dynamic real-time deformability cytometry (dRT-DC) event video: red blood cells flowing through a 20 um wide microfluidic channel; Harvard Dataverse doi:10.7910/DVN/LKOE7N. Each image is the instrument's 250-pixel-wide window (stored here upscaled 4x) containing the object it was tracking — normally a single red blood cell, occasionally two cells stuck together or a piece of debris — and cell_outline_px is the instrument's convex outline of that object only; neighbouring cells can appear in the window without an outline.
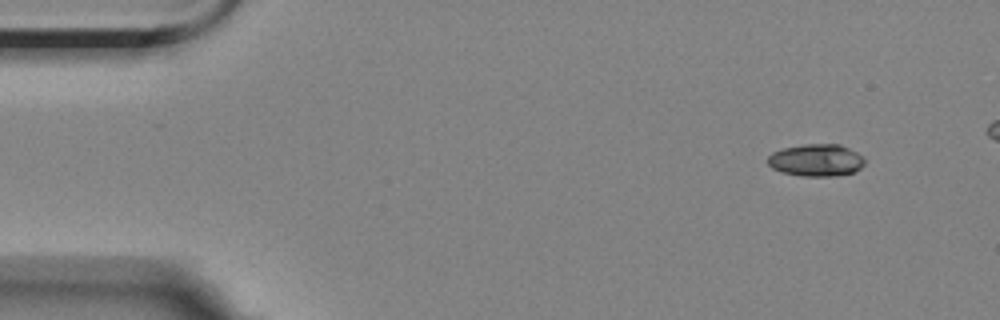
{"species": "Egyptian fruit bat (a non-hibernating species)", "species_latin": "Rousettus aegyptiacus", "temperature_condition": "room temperature", "stored_images_in_passage": 6, "camera_frame_rate_fps": 3000, "um_per_image_px": 0.085, "animal": {"sex": "female"}, "frame": {"image": 1, "passage_image": 1, "time_ms": 0.0, "image_size_px": [1000, 320], "cell_outline_px": [[864, 164], [856, 172], [832, 176], [804, 176], [780, 172], [772, 168], [768, 164], [768, 156], [772, 152], [784, 148], [804, 144], [840, 144], [856, 152], [864, 160]], "centroid_in_image_um": [69.36, 13.62], "position_along_channel_um": 15.6, "area_um2": 18.15}}
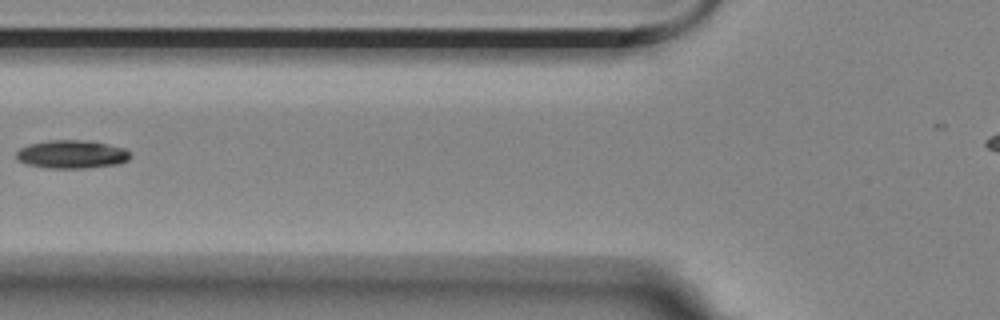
{"frame": {"image": 2, "passage_image": 6, "time_ms": 5.667, "image_size_px": [1000, 320], "cell_outline_px": [[132, 156], [128, 160], [116, 164], [84, 168], [48, 168], [28, 164], [20, 160], [16, 156], [16, 152], [20, 148], [28, 144], [48, 140], [88, 140], [124, 148]], "centroid_in_image_um": [6.09, 13.1], "position_along_channel_um": 119.7, "area_um2": 18.61}}